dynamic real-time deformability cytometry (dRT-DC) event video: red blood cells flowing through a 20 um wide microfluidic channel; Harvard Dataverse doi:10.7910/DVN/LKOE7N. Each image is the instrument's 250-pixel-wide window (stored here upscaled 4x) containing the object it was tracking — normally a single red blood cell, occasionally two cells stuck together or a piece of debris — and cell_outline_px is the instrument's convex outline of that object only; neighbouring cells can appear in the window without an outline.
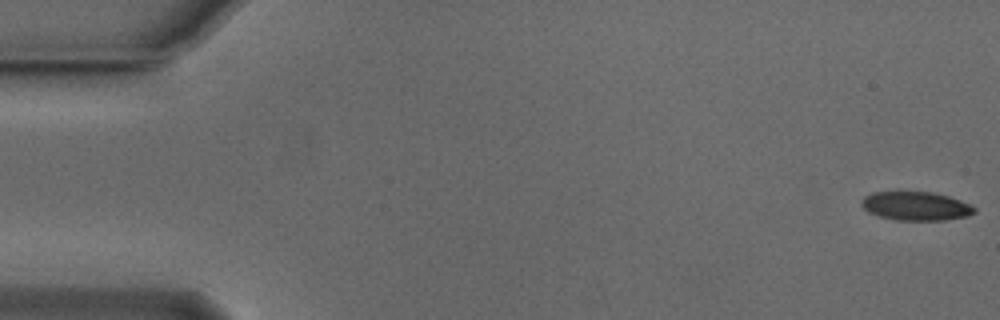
{"species": "Egyptian fruit bat (a non-hibernating species)", "species_latin": "Rousettus aegyptiacus", "temperature_condition": "cold", "stored_images_in_passage": 11, "camera_frame_rate_fps": 3000, "um_per_image_px": 0.085, "animal": {"sex": "male"}, "frame": {"image": 1, "passage_image": 1, "time_ms": 0.0, "image_size_px": [1000, 320], "cell_outline_px": [[976, 212], [968, 216], [944, 220], [896, 220], [880, 216], [868, 212], [860, 204], [860, 200], [864, 196], [872, 192], [932, 192], [948, 196], [960, 200], [976, 208]], "centroid_in_image_um": [77.83, 17.51], "position_along_channel_um": 7.2, "area_um2": 18.9}}